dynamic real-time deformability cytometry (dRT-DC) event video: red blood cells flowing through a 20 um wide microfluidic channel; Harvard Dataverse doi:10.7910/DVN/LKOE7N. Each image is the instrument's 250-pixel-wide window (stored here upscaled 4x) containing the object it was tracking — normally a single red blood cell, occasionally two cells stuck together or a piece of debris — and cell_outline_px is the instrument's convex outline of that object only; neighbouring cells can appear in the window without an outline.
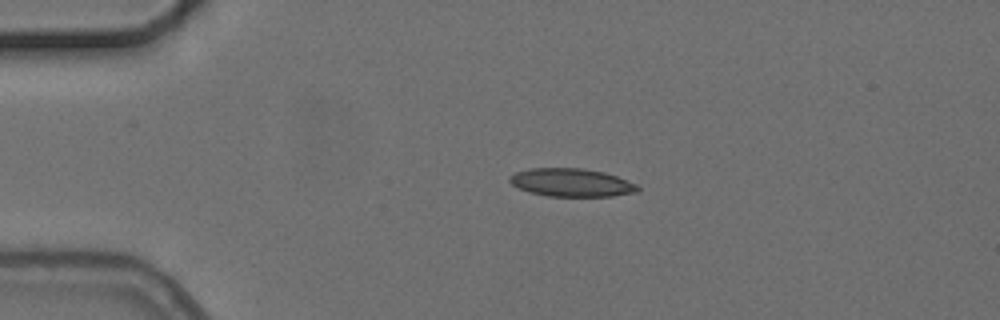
{"species": "common noctule bat (a hibernating species)", "species_latin": "Nyctalus noctula", "temperature_condition": "cold", "stored_images_in_passage": 4, "camera_frame_rate_fps": 3000, "um_per_image_px": 0.085, "animal": {"sex": "female", "body_mass_g": 24.6, "forearm_length_mm": 56.2}, "frame": {"image": 1, "passage_image": 3, "time_ms": 3.0, "image_size_px": [1000, 320], "cell_outline_px": [[640, 192], [612, 196], [548, 196], [532, 192], [520, 188], [512, 184], [508, 180], [508, 176], [516, 172], [528, 168], [580, 168], [604, 172], [616, 176], [636, 184], [640, 188]], "centroid_in_image_um": [48.58, 15.51], "position_along_channel_um": 36.4, "area_um2": 20.92}}